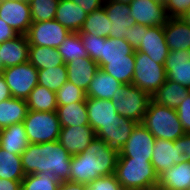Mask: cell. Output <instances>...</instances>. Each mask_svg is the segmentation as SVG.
<instances>
[{"instance_id":"3957f363","label":"cell","mask_w":190,"mask_h":190,"mask_svg":"<svg viewBox=\"0 0 190 190\" xmlns=\"http://www.w3.org/2000/svg\"><path fill=\"white\" fill-rule=\"evenodd\" d=\"M118 155L95 137L82 153L72 156L70 181L87 185L99 177L114 174Z\"/></svg>"},{"instance_id":"db71d44e","label":"cell","mask_w":190,"mask_h":190,"mask_svg":"<svg viewBox=\"0 0 190 190\" xmlns=\"http://www.w3.org/2000/svg\"><path fill=\"white\" fill-rule=\"evenodd\" d=\"M122 190H138V189H126V188H122Z\"/></svg>"},{"instance_id":"2e32d148","label":"cell","mask_w":190,"mask_h":190,"mask_svg":"<svg viewBox=\"0 0 190 190\" xmlns=\"http://www.w3.org/2000/svg\"><path fill=\"white\" fill-rule=\"evenodd\" d=\"M95 137L90 126L61 127L58 142L73 156L82 153Z\"/></svg>"},{"instance_id":"7bdbcfd3","label":"cell","mask_w":190,"mask_h":190,"mask_svg":"<svg viewBox=\"0 0 190 190\" xmlns=\"http://www.w3.org/2000/svg\"><path fill=\"white\" fill-rule=\"evenodd\" d=\"M149 27L134 23L128 28L127 36L124 38L134 50H137L142 42L143 31H147Z\"/></svg>"},{"instance_id":"836d02e7","label":"cell","mask_w":190,"mask_h":190,"mask_svg":"<svg viewBox=\"0 0 190 190\" xmlns=\"http://www.w3.org/2000/svg\"><path fill=\"white\" fill-rule=\"evenodd\" d=\"M135 59L107 60L101 69L123 85L132 84Z\"/></svg>"},{"instance_id":"60d3db41","label":"cell","mask_w":190,"mask_h":190,"mask_svg":"<svg viewBox=\"0 0 190 190\" xmlns=\"http://www.w3.org/2000/svg\"><path fill=\"white\" fill-rule=\"evenodd\" d=\"M79 35L88 56L97 62L99 60L100 37L87 33H79Z\"/></svg>"},{"instance_id":"f35d334b","label":"cell","mask_w":190,"mask_h":190,"mask_svg":"<svg viewBox=\"0 0 190 190\" xmlns=\"http://www.w3.org/2000/svg\"><path fill=\"white\" fill-rule=\"evenodd\" d=\"M85 99V91L70 81H66L56 92L57 105H69L75 102H83Z\"/></svg>"},{"instance_id":"bcb514c9","label":"cell","mask_w":190,"mask_h":190,"mask_svg":"<svg viewBox=\"0 0 190 190\" xmlns=\"http://www.w3.org/2000/svg\"><path fill=\"white\" fill-rule=\"evenodd\" d=\"M18 34L0 18V44L16 37Z\"/></svg>"},{"instance_id":"cb8c5ba5","label":"cell","mask_w":190,"mask_h":190,"mask_svg":"<svg viewBox=\"0 0 190 190\" xmlns=\"http://www.w3.org/2000/svg\"><path fill=\"white\" fill-rule=\"evenodd\" d=\"M88 14L71 0H60L55 20L70 32H79Z\"/></svg>"},{"instance_id":"681fc988","label":"cell","mask_w":190,"mask_h":190,"mask_svg":"<svg viewBox=\"0 0 190 190\" xmlns=\"http://www.w3.org/2000/svg\"><path fill=\"white\" fill-rule=\"evenodd\" d=\"M11 97L12 96L8 88V85L5 82L4 77L0 73V102L10 99Z\"/></svg>"},{"instance_id":"d4e9b609","label":"cell","mask_w":190,"mask_h":190,"mask_svg":"<svg viewBox=\"0 0 190 190\" xmlns=\"http://www.w3.org/2000/svg\"><path fill=\"white\" fill-rule=\"evenodd\" d=\"M29 144L23 122L0 130V147L11 154L21 155Z\"/></svg>"},{"instance_id":"4fadbf2b","label":"cell","mask_w":190,"mask_h":190,"mask_svg":"<svg viewBox=\"0 0 190 190\" xmlns=\"http://www.w3.org/2000/svg\"><path fill=\"white\" fill-rule=\"evenodd\" d=\"M154 144L155 137L143 124L138 123L118 157L151 161Z\"/></svg>"},{"instance_id":"b9f144b4","label":"cell","mask_w":190,"mask_h":190,"mask_svg":"<svg viewBox=\"0 0 190 190\" xmlns=\"http://www.w3.org/2000/svg\"><path fill=\"white\" fill-rule=\"evenodd\" d=\"M164 5L169 18H180L190 8V0H165Z\"/></svg>"},{"instance_id":"6da1fadb","label":"cell","mask_w":190,"mask_h":190,"mask_svg":"<svg viewBox=\"0 0 190 190\" xmlns=\"http://www.w3.org/2000/svg\"><path fill=\"white\" fill-rule=\"evenodd\" d=\"M85 101L89 126L96 132V137L120 154L138 123L119 115L111 100L86 97Z\"/></svg>"},{"instance_id":"9a60e30c","label":"cell","mask_w":190,"mask_h":190,"mask_svg":"<svg viewBox=\"0 0 190 190\" xmlns=\"http://www.w3.org/2000/svg\"><path fill=\"white\" fill-rule=\"evenodd\" d=\"M135 51L143 52L155 63L165 65L170 50L165 41L163 26H152L143 31L142 42Z\"/></svg>"},{"instance_id":"ab89813d","label":"cell","mask_w":190,"mask_h":190,"mask_svg":"<svg viewBox=\"0 0 190 190\" xmlns=\"http://www.w3.org/2000/svg\"><path fill=\"white\" fill-rule=\"evenodd\" d=\"M87 190H122L115 175L99 177L87 184Z\"/></svg>"},{"instance_id":"ac0fdd59","label":"cell","mask_w":190,"mask_h":190,"mask_svg":"<svg viewBox=\"0 0 190 190\" xmlns=\"http://www.w3.org/2000/svg\"><path fill=\"white\" fill-rule=\"evenodd\" d=\"M29 43L26 35L18 34L0 44L1 71L28 62Z\"/></svg>"},{"instance_id":"ffe728a7","label":"cell","mask_w":190,"mask_h":190,"mask_svg":"<svg viewBox=\"0 0 190 190\" xmlns=\"http://www.w3.org/2000/svg\"><path fill=\"white\" fill-rule=\"evenodd\" d=\"M135 59V50L124 38L100 37L98 67L101 69L107 60Z\"/></svg>"},{"instance_id":"4316f807","label":"cell","mask_w":190,"mask_h":190,"mask_svg":"<svg viewBox=\"0 0 190 190\" xmlns=\"http://www.w3.org/2000/svg\"><path fill=\"white\" fill-rule=\"evenodd\" d=\"M188 96L189 92L187 87L167 79L164 84L151 96V100L159 105L176 109Z\"/></svg>"},{"instance_id":"1f68e13d","label":"cell","mask_w":190,"mask_h":190,"mask_svg":"<svg viewBox=\"0 0 190 190\" xmlns=\"http://www.w3.org/2000/svg\"><path fill=\"white\" fill-rule=\"evenodd\" d=\"M112 23L103 7L88 14L78 33L92 34L95 37L108 38Z\"/></svg>"},{"instance_id":"44dd1931","label":"cell","mask_w":190,"mask_h":190,"mask_svg":"<svg viewBox=\"0 0 190 190\" xmlns=\"http://www.w3.org/2000/svg\"><path fill=\"white\" fill-rule=\"evenodd\" d=\"M68 81L87 91L96 71L99 69L96 61L90 57L78 58L66 64Z\"/></svg>"},{"instance_id":"e575fe53","label":"cell","mask_w":190,"mask_h":190,"mask_svg":"<svg viewBox=\"0 0 190 190\" xmlns=\"http://www.w3.org/2000/svg\"><path fill=\"white\" fill-rule=\"evenodd\" d=\"M68 81L66 64L48 69L38 70V85L57 92Z\"/></svg>"},{"instance_id":"4dcf8cb0","label":"cell","mask_w":190,"mask_h":190,"mask_svg":"<svg viewBox=\"0 0 190 190\" xmlns=\"http://www.w3.org/2000/svg\"><path fill=\"white\" fill-rule=\"evenodd\" d=\"M28 110L40 112H56V93L44 86L37 85L26 99Z\"/></svg>"},{"instance_id":"f5cc1de1","label":"cell","mask_w":190,"mask_h":190,"mask_svg":"<svg viewBox=\"0 0 190 190\" xmlns=\"http://www.w3.org/2000/svg\"><path fill=\"white\" fill-rule=\"evenodd\" d=\"M147 190H165V189L156 186V187H153V188H149Z\"/></svg>"},{"instance_id":"484cf974","label":"cell","mask_w":190,"mask_h":190,"mask_svg":"<svg viewBox=\"0 0 190 190\" xmlns=\"http://www.w3.org/2000/svg\"><path fill=\"white\" fill-rule=\"evenodd\" d=\"M122 85V83L110 74L99 68L92 78L85 94L86 97L111 100L116 90H118Z\"/></svg>"},{"instance_id":"5bb4252c","label":"cell","mask_w":190,"mask_h":190,"mask_svg":"<svg viewBox=\"0 0 190 190\" xmlns=\"http://www.w3.org/2000/svg\"><path fill=\"white\" fill-rule=\"evenodd\" d=\"M0 18L17 34L26 35L32 24L30 4L21 0H0Z\"/></svg>"},{"instance_id":"7dc6e473","label":"cell","mask_w":190,"mask_h":190,"mask_svg":"<svg viewBox=\"0 0 190 190\" xmlns=\"http://www.w3.org/2000/svg\"><path fill=\"white\" fill-rule=\"evenodd\" d=\"M0 190H21V181L0 178Z\"/></svg>"},{"instance_id":"f907efd6","label":"cell","mask_w":190,"mask_h":190,"mask_svg":"<svg viewBox=\"0 0 190 190\" xmlns=\"http://www.w3.org/2000/svg\"><path fill=\"white\" fill-rule=\"evenodd\" d=\"M182 21H184L186 24L190 25V8L187 9L183 15L180 17Z\"/></svg>"},{"instance_id":"277c9868","label":"cell","mask_w":190,"mask_h":190,"mask_svg":"<svg viewBox=\"0 0 190 190\" xmlns=\"http://www.w3.org/2000/svg\"><path fill=\"white\" fill-rule=\"evenodd\" d=\"M114 175L122 188L147 190L158 185L151 161L118 157Z\"/></svg>"},{"instance_id":"e0dca14e","label":"cell","mask_w":190,"mask_h":190,"mask_svg":"<svg viewBox=\"0 0 190 190\" xmlns=\"http://www.w3.org/2000/svg\"><path fill=\"white\" fill-rule=\"evenodd\" d=\"M103 8L112 23L109 37L117 39L125 38L128 28L135 23V20L130 16V5L113 0H105Z\"/></svg>"},{"instance_id":"ba28073f","label":"cell","mask_w":190,"mask_h":190,"mask_svg":"<svg viewBox=\"0 0 190 190\" xmlns=\"http://www.w3.org/2000/svg\"><path fill=\"white\" fill-rule=\"evenodd\" d=\"M151 96L133 84L122 85L111 101L119 115L142 123Z\"/></svg>"},{"instance_id":"d6a6232c","label":"cell","mask_w":190,"mask_h":190,"mask_svg":"<svg viewBox=\"0 0 190 190\" xmlns=\"http://www.w3.org/2000/svg\"><path fill=\"white\" fill-rule=\"evenodd\" d=\"M25 176L22 168L21 156L11 154L0 147V178L22 181Z\"/></svg>"},{"instance_id":"ee69618b","label":"cell","mask_w":190,"mask_h":190,"mask_svg":"<svg viewBox=\"0 0 190 190\" xmlns=\"http://www.w3.org/2000/svg\"><path fill=\"white\" fill-rule=\"evenodd\" d=\"M179 120L186 133L190 132V95L176 108Z\"/></svg>"},{"instance_id":"f1b7e54d","label":"cell","mask_w":190,"mask_h":190,"mask_svg":"<svg viewBox=\"0 0 190 190\" xmlns=\"http://www.w3.org/2000/svg\"><path fill=\"white\" fill-rule=\"evenodd\" d=\"M28 107L26 100L11 97L0 102V130L21 123L26 118Z\"/></svg>"},{"instance_id":"8fae6325","label":"cell","mask_w":190,"mask_h":190,"mask_svg":"<svg viewBox=\"0 0 190 190\" xmlns=\"http://www.w3.org/2000/svg\"><path fill=\"white\" fill-rule=\"evenodd\" d=\"M71 32L55 19L32 22L26 34L29 45L58 48Z\"/></svg>"},{"instance_id":"7c38bea8","label":"cell","mask_w":190,"mask_h":190,"mask_svg":"<svg viewBox=\"0 0 190 190\" xmlns=\"http://www.w3.org/2000/svg\"><path fill=\"white\" fill-rule=\"evenodd\" d=\"M130 16L135 23L152 26H165L169 17L165 5L158 0H133L130 4Z\"/></svg>"},{"instance_id":"9c48e42d","label":"cell","mask_w":190,"mask_h":190,"mask_svg":"<svg viewBox=\"0 0 190 190\" xmlns=\"http://www.w3.org/2000/svg\"><path fill=\"white\" fill-rule=\"evenodd\" d=\"M167 80L164 65L155 63L151 58L135 51V67L132 84L152 96Z\"/></svg>"},{"instance_id":"d590c367","label":"cell","mask_w":190,"mask_h":190,"mask_svg":"<svg viewBox=\"0 0 190 190\" xmlns=\"http://www.w3.org/2000/svg\"><path fill=\"white\" fill-rule=\"evenodd\" d=\"M57 50L65 64L74 59L89 57L77 32H71Z\"/></svg>"},{"instance_id":"83f0119b","label":"cell","mask_w":190,"mask_h":190,"mask_svg":"<svg viewBox=\"0 0 190 190\" xmlns=\"http://www.w3.org/2000/svg\"><path fill=\"white\" fill-rule=\"evenodd\" d=\"M57 115L61 127L89 126L86 101L58 105Z\"/></svg>"},{"instance_id":"30bf717a","label":"cell","mask_w":190,"mask_h":190,"mask_svg":"<svg viewBox=\"0 0 190 190\" xmlns=\"http://www.w3.org/2000/svg\"><path fill=\"white\" fill-rule=\"evenodd\" d=\"M0 73L14 98L26 100L30 92L38 85V69L29 61L4 68Z\"/></svg>"},{"instance_id":"f6af8a7d","label":"cell","mask_w":190,"mask_h":190,"mask_svg":"<svg viewBox=\"0 0 190 190\" xmlns=\"http://www.w3.org/2000/svg\"><path fill=\"white\" fill-rule=\"evenodd\" d=\"M73 3L78 4L83 11L87 14L92 13L94 10H97L103 7L105 0H71Z\"/></svg>"},{"instance_id":"8d00e7d4","label":"cell","mask_w":190,"mask_h":190,"mask_svg":"<svg viewBox=\"0 0 190 190\" xmlns=\"http://www.w3.org/2000/svg\"><path fill=\"white\" fill-rule=\"evenodd\" d=\"M60 183L50 173L29 174L21 181V190H59Z\"/></svg>"},{"instance_id":"7a4b0ae2","label":"cell","mask_w":190,"mask_h":190,"mask_svg":"<svg viewBox=\"0 0 190 190\" xmlns=\"http://www.w3.org/2000/svg\"><path fill=\"white\" fill-rule=\"evenodd\" d=\"M20 156L25 175L50 173L60 182L70 181L72 156L58 141L30 143Z\"/></svg>"},{"instance_id":"c3c4849f","label":"cell","mask_w":190,"mask_h":190,"mask_svg":"<svg viewBox=\"0 0 190 190\" xmlns=\"http://www.w3.org/2000/svg\"><path fill=\"white\" fill-rule=\"evenodd\" d=\"M59 190H87V185L71 181H64L60 183Z\"/></svg>"},{"instance_id":"816d5d0a","label":"cell","mask_w":190,"mask_h":190,"mask_svg":"<svg viewBox=\"0 0 190 190\" xmlns=\"http://www.w3.org/2000/svg\"><path fill=\"white\" fill-rule=\"evenodd\" d=\"M115 2H120V3H123V4H130L133 0H113Z\"/></svg>"},{"instance_id":"11a10c76","label":"cell","mask_w":190,"mask_h":190,"mask_svg":"<svg viewBox=\"0 0 190 190\" xmlns=\"http://www.w3.org/2000/svg\"><path fill=\"white\" fill-rule=\"evenodd\" d=\"M21 1H25V2L30 3L32 0H21Z\"/></svg>"},{"instance_id":"74e56055","label":"cell","mask_w":190,"mask_h":190,"mask_svg":"<svg viewBox=\"0 0 190 190\" xmlns=\"http://www.w3.org/2000/svg\"><path fill=\"white\" fill-rule=\"evenodd\" d=\"M60 0H32L30 4L32 22L55 19Z\"/></svg>"},{"instance_id":"f546056e","label":"cell","mask_w":190,"mask_h":190,"mask_svg":"<svg viewBox=\"0 0 190 190\" xmlns=\"http://www.w3.org/2000/svg\"><path fill=\"white\" fill-rule=\"evenodd\" d=\"M28 61L38 70L64 65L57 48L30 45Z\"/></svg>"},{"instance_id":"5b68a950","label":"cell","mask_w":190,"mask_h":190,"mask_svg":"<svg viewBox=\"0 0 190 190\" xmlns=\"http://www.w3.org/2000/svg\"><path fill=\"white\" fill-rule=\"evenodd\" d=\"M141 124L149 130L155 139L175 141L186 133L176 109L159 105L152 100L148 104Z\"/></svg>"},{"instance_id":"8992f818","label":"cell","mask_w":190,"mask_h":190,"mask_svg":"<svg viewBox=\"0 0 190 190\" xmlns=\"http://www.w3.org/2000/svg\"><path fill=\"white\" fill-rule=\"evenodd\" d=\"M188 158H190L189 133L175 141L155 139L151 163L158 176Z\"/></svg>"},{"instance_id":"52a82bcc","label":"cell","mask_w":190,"mask_h":190,"mask_svg":"<svg viewBox=\"0 0 190 190\" xmlns=\"http://www.w3.org/2000/svg\"><path fill=\"white\" fill-rule=\"evenodd\" d=\"M23 124L29 143L58 141L61 126L57 112L28 110Z\"/></svg>"},{"instance_id":"d6986e66","label":"cell","mask_w":190,"mask_h":190,"mask_svg":"<svg viewBox=\"0 0 190 190\" xmlns=\"http://www.w3.org/2000/svg\"><path fill=\"white\" fill-rule=\"evenodd\" d=\"M164 67L168 80L190 86V50L170 51Z\"/></svg>"},{"instance_id":"603a6c76","label":"cell","mask_w":190,"mask_h":190,"mask_svg":"<svg viewBox=\"0 0 190 190\" xmlns=\"http://www.w3.org/2000/svg\"><path fill=\"white\" fill-rule=\"evenodd\" d=\"M163 29L170 51L190 50V25L180 18H169Z\"/></svg>"},{"instance_id":"7402d4cb","label":"cell","mask_w":190,"mask_h":190,"mask_svg":"<svg viewBox=\"0 0 190 190\" xmlns=\"http://www.w3.org/2000/svg\"><path fill=\"white\" fill-rule=\"evenodd\" d=\"M157 186L165 190H187L190 187V161L185 159L159 175Z\"/></svg>"}]
</instances>
